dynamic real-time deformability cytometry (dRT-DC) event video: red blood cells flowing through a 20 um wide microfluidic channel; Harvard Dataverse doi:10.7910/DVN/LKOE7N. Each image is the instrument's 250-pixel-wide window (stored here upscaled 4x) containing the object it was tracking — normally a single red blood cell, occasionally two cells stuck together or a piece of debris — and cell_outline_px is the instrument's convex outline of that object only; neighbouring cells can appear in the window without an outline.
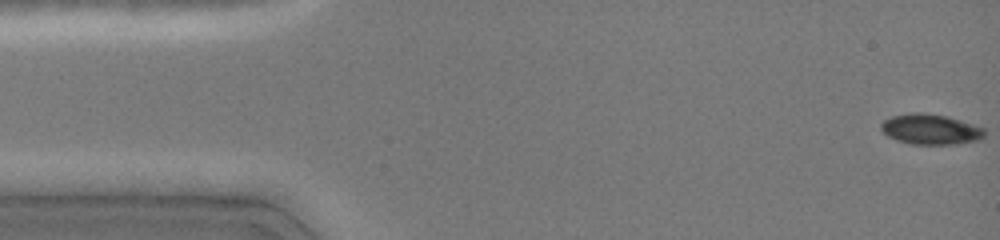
{"species": "common noctule bat (a hibernating species)", "species_latin": "Nyctalus noctula", "temperature_condition": "cold", "stored_images_in_passage": 58, "camera_frame_rate_fps": 3000, "um_per_image_px": 0.085, "animal": {"sex": "female", "body_mass_g": 19.0, "forearm_length_mm": 51.5}, "frame": {"image": 1, "passage_image": 1, "time_ms": 0.0, "image_size_px": [1000, 240], "cell_outline_px": [[984, 136], [980, 140], [956, 144], [912, 144], [896, 140], [888, 136], [880, 128], [880, 124], [884, 120], [892, 116], [912, 112], [924, 112], [948, 116], [984, 128]], "centroid_in_image_um": [79.09, 10.98], "position_along_channel_um": 5.9, "area_um2": 18.38}}
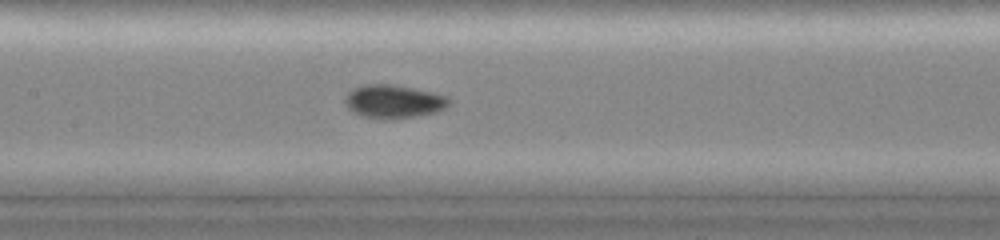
{"frame": {"image": 2, "passage_image": 34, "time_ms": 7.0, "image_size_px": [1000, 240], "cell_outline_px": [[452, 100], [444, 108], [436, 112], [396, 120], [384, 120], [364, 116], [348, 108], [344, 100], [344, 96], [352, 88], [364, 84], [392, 84], [432, 92], [448, 96]], "centroid_in_image_um": [33.45, 8.63], "position_along_channel_um": 173.9, "area_um2": 20.4}}
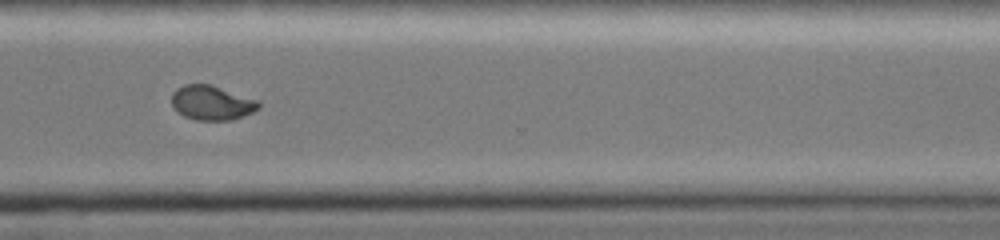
{"frame": {"image": 3, "passage_image": 57, "time_ms": 11.333, "image_size_px": [1000, 240], "cell_outline_px": [[260, 108], [252, 112], [232, 120], [196, 120], [184, 116], [176, 112], [172, 104], [172, 92], [176, 88], [184, 84], [208, 84], [260, 100]], "centroid_in_image_um": [17.99, 8.74], "position_along_channel_um": 352.6, "area_um2": 17.57}}